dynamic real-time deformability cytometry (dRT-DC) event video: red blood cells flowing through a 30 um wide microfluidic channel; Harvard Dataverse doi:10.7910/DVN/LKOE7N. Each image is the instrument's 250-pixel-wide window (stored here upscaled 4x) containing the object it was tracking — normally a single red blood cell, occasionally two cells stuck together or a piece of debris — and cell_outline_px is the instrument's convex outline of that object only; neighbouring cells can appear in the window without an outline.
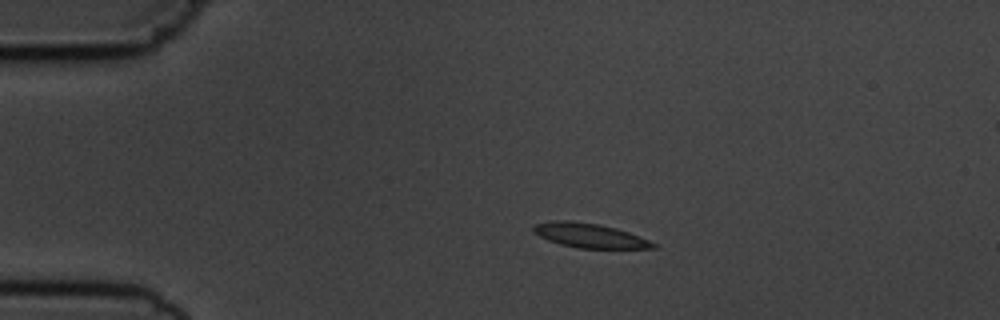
{"species": "common noctule bat (a hibernating species)", "species_latin": "Nyctalus noctula", "temperature_condition": "cold", "stored_images_in_passage": 3, "camera_frame_rate_fps": 3000, "um_per_image_px": 0.085, "animal": {"sex": "male", "body_mass_g": 19.5, "forearm_length_mm": 54.6}, "frame": {"image": 1, "passage_image": 1, "time_ms": 0.0, "image_size_px": [1000, 320], "cell_outline_px": [[656, 248], [580, 248], [560, 244], [548, 240], [532, 232], [532, 224], [552, 220], [572, 220], [600, 224], [616, 228], [640, 236], [656, 244]], "centroid_in_image_um": [50.06, 20.0], "position_along_channel_um": 34.9, "area_um2": 17.11}}